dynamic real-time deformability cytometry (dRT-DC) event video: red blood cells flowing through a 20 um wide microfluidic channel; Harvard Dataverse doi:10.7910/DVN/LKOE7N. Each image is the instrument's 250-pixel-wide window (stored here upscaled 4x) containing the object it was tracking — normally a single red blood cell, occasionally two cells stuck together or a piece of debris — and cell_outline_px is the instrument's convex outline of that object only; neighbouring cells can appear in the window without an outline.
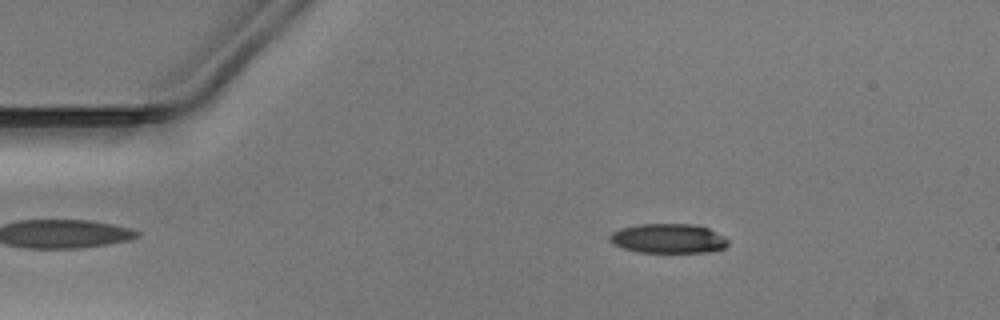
{"species": "Egyptian fruit bat (a non-hibernating species)", "species_latin": "Rousettus aegyptiacus", "temperature_condition": "warm", "stored_images_in_passage": 49, "camera_frame_rate_fps": 3000, "um_per_image_px": 0.085, "animal": {"sex": "male"}, "frame": {"image": 1, "passage_image": 7, "time_ms": 2.0, "image_size_px": [1000, 320], "cell_outline_px": [[728, 244], [724, 248], [708, 252], [640, 252], [624, 248], [612, 244], [608, 240], [608, 236], [612, 232], [620, 228], [636, 224], [696, 224], [708, 228], [724, 236], [728, 240]], "centroid_in_image_um": [56.78, 20.26], "position_along_channel_um": 28.2, "area_um2": 20.46}}
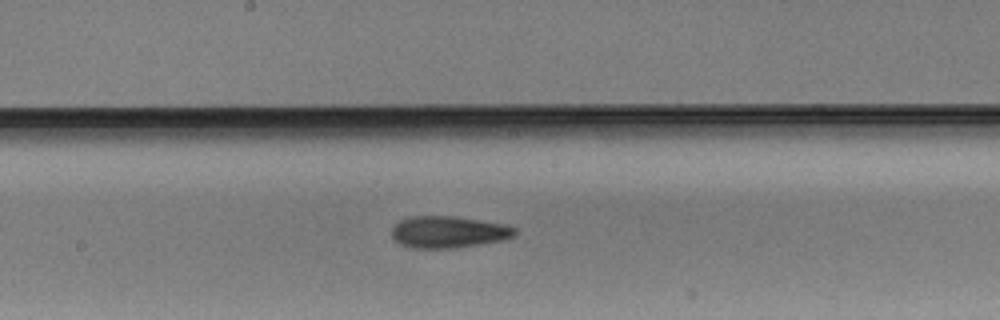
{"frame": {"image": 2, "passage_image": 25, "time_ms": 8.0, "image_size_px": [1000, 320], "cell_outline_px": [[516, 236], [504, 240], [456, 248], [412, 248], [400, 244], [392, 236], [392, 228], [400, 220], [408, 216], [456, 216], [508, 224], [516, 228]], "centroid_in_image_um": [38.16, 19.71], "position_along_channel_um": 210.0, "area_um2": 23.12}}
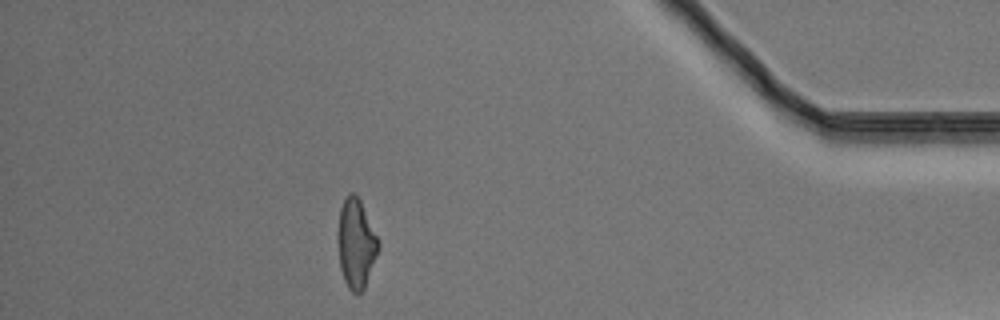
{"frame": {"image": 3, "passage_image": 43, "time_ms": 14.0, "image_size_px": [1000, 320], "cell_outline_px": [[380, 244], [376, 256], [364, 288], [360, 292], [352, 292], [348, 288], [344, 280], [340, 268], [340, 208], [344, 200], [352, 192], [360, 200]], "centroid_in_image_um": [30.29, 20.74], "position_along_channel_um": 404.9, "area_um2": 19.94}}